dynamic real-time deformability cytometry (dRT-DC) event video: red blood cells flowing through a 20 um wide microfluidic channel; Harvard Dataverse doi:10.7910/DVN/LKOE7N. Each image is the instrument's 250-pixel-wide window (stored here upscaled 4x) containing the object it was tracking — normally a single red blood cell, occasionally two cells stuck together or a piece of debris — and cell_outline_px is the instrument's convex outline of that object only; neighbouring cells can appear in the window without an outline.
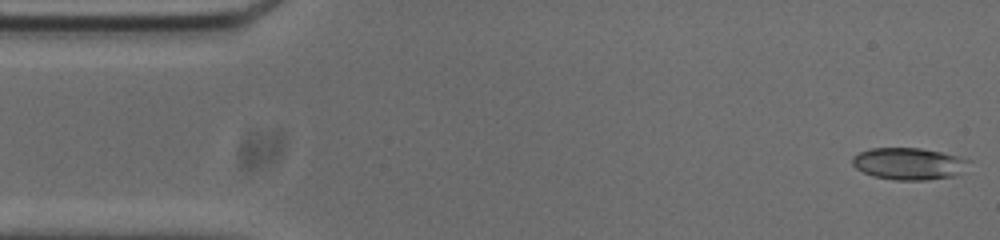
{"species": "common noctule bat (a hibernating species)", "species_latin": "Nyctalus noctula", "temperature_condition": "cold", "stored_images_in_passage": 52, "camera_frame_rate_fps": 3000, "um_per_image_px": 0.085, "animal": {"sex": "male", "body_mass_g": 20.0, "forearm_length_mm": 53.3}, "frame": {"image": 1, "passage_image": 1, "time_ms": 0.0, "image_size_px": [1000, 240], "cell_outline_px": [[972, 160], [952, 176], [924, 180], [892, 180], [872, 176], [856, 168], [852, 164], [852, 156], [860, 152], [872, 148], [920, 148], [960, 156]], "centroid_in_image_um": [77.19, 13.91], "position_along_channel_um": 7.8, "area_um2": 21.44}}
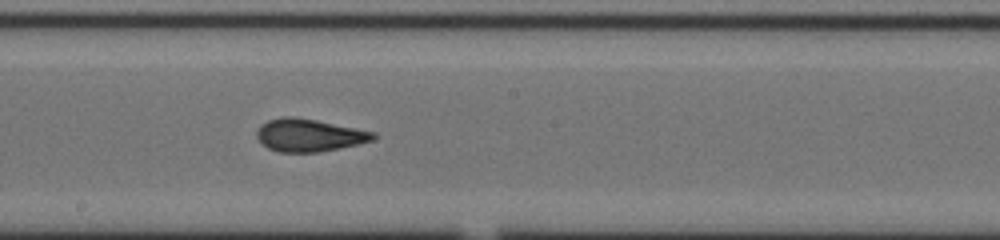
{"frame": {"image": 2, "passage_image": 27, "time_ms": 8.667, "image_size_px": [1000, 240], "cell_outline_px": [[376, 140], [360, 144], [320, 152], [280, 152], [268, 148], [256, 136], [256, 128], [260, 124], [268, 120], [284, 116], [292, 116], [316, 120], [376, 132]], "centroid_in_image_um": [26.29, 11.49], "position_along_channel_um": 221.9, "area_um2": 22.31}}
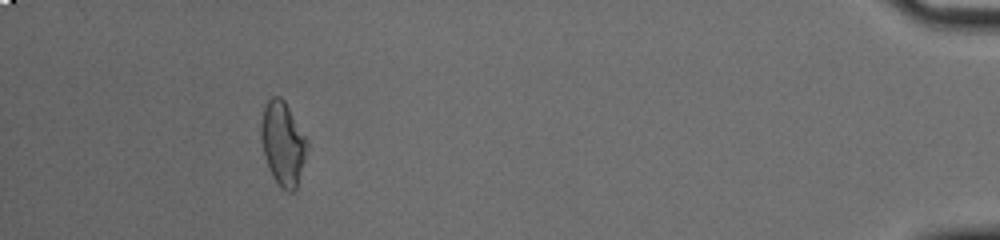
{"frame": {"image": 3, "passage_image": 48, "time_ms": 15.667, "image_size_px": [1000, 240], "cell_outline_px": [[308, 144], [304, 160], [296, 188], [292, 192], [288, 192], [280, 188], [272, 176], [268, 168], [264, 156], [260, 136], [260, 124], [264, 104], [272, 96], [280, 96], [284, 100], [308, 140]], "centroid_in_image_um": [24.01, 12.18], "position_along_channel_um": 411.2, "area_um2": 22.6}, "authors_computed_cell_mechanics": {"area_um2": 21.964, "velocity_mm_per_s": 3.7551, "shape_relaxation_time_tau1_ms": 7.0185, "shape_relaxation_time_tau2_ms": 1.6386, "deformation_change_tau1": 0.1844, "deformation_change_tau2": 0.0765}}